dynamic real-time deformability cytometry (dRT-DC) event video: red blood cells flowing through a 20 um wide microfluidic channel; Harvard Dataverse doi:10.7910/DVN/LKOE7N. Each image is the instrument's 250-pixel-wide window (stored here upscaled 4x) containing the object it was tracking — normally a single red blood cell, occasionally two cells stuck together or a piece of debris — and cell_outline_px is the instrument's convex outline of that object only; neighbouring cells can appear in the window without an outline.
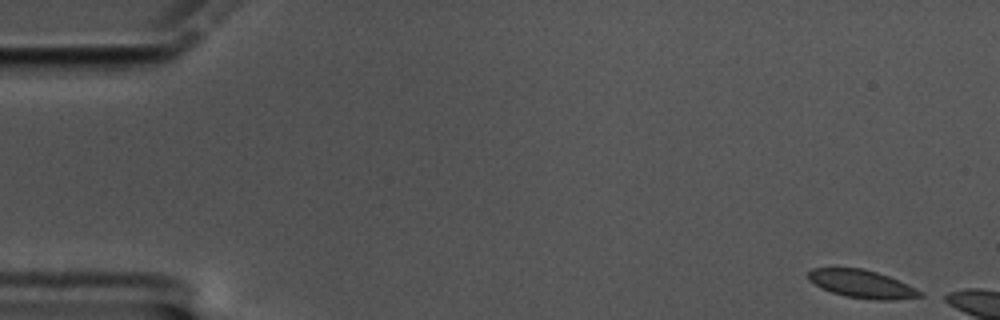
{"species": "common noctule bat (a hibernating species)", "species_latin": "Nyctalus noctula", "temperature_condition": "cold", "stored_images_in_passage": 6, "camera_frame_rate_fps": 3000, "um_per_image_px": 0.085, "animal": {"sex": "male", "body_mass_g": 17.5, "forearm_length_mm": 52.3}, "frame": {"image": 1, "passage_image": 1, "time_ms": 0.0, "image_size_px": [1000, 320], "cell_outline_px": [[924, 296], [892, 300], [876, 300], [844, 296], [820, 288], [808, 280], [808, 272], [812, 268], [864, 268], [888, 276], [908, 284], [924, 292]], "centroid_in_image_um": [73.26, 24.14], "position_along_channel_um": 11.7, "area_um2": 18.32}}